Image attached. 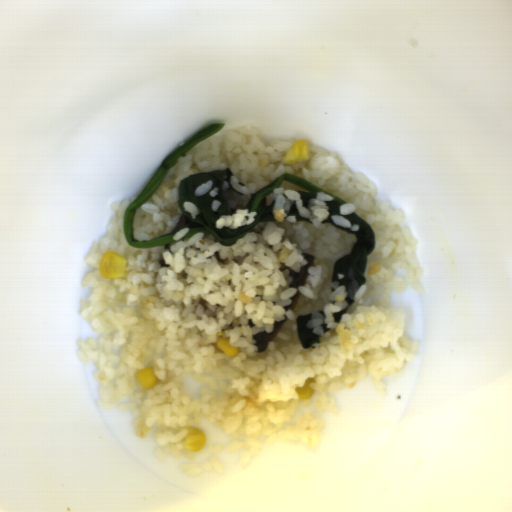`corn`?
I'll list each match as a JSON object with an SVG mask.
<instances>
[{
	"instance_id": "f1292c28",
	"label": "corn",
	"mask_w": 512,
	"mask_h": 512,
	"mask_svg": "<svg viewBox=\"0 0 512 512\" xmlns=\"http://www.w3.org/2000/svg\"><path fill=\"white\" fill-rule=\"evenodd\" d=\"M305 160H308L307 140L296 139L284 156L282 162L287 165H296Z\"/></svg>"
},
{
	"instance_id": "79e197a2",
	"label": "corn",
	"mask_w": 512,
	"mask_h": 512,
	"mask_svg": "<svg viewBox=\"0 0 512 512\" xmlns=\"http://www.w3.org/2000/svg\"><path fill=\"white\" fill-rule=\"evenodd\" d=\"M311 384H316L315 378H307L304 385L301 387H296L295 391L298 394V398L304 399V400H310L312 399L314 395L315 389H312L310 387Z\"/></svg>"
},
{
	"instance_id": "51d56268",
	"label": "corn",
	"mask_w": 512,
	"mask_h": 512,
	"mask_svg": "<svg viewBox=\"0 0 512 512\" xmlns=\"http://www.w3.org/2000/svg\"><path fill=\"white\" fill-rule=\"evenodd\" d=\"M99 270L102 278L107 280L123 279L126 277L125 257L106 251L101 257Z\"/></svg>"
},
{
	"instance_id": "5cfa1b94",
	"label": "corn",
	"mask_w": 512,
	"mask_h": 512,
	"mask_svg": "<svg viewBox=\"0 0 512 512\" xmlns=\"http://www.w3.org/2000/svg\"><path fill=\"white\" fill-rule=\"evenodd\" d=\"M207 438L199 428H190L185 436V444L191 452H199L204 449Z\"/></svg>"
},
{
	"instance_id": "2b8c4276",
	"label": "corn",
	"mask_w": 512,
	"mask_h": 512,
	"mask_svg": "<svg viewBox=\"0 0 512 512\" xmlns=\"http://www.w3.org/2000/svg\"><path fill=\"white\" fill-rule=\"evenodd\" d=\"M216 346L218 349L224 352L225 356H237L240 352L238 346L231 345L230 337H218Z\"/></svg>"
},
{
	"instance_id": "cfcad685",
	"label": "corn",
	"mask_w": 512,
	"mask_h": 512,
	"mask_svg": "<svg viewBox=\"0 0 512 512\" xmlns=\"http://www.w3.org/2000/svg\"><path fill=\"white\" fill-rule=\"evenodd\" d=\"M135 378L145 391L152 389L158 384V379L156 377L154 367L151 366L137 371Z\"/></svg>"
}]
</instances>
